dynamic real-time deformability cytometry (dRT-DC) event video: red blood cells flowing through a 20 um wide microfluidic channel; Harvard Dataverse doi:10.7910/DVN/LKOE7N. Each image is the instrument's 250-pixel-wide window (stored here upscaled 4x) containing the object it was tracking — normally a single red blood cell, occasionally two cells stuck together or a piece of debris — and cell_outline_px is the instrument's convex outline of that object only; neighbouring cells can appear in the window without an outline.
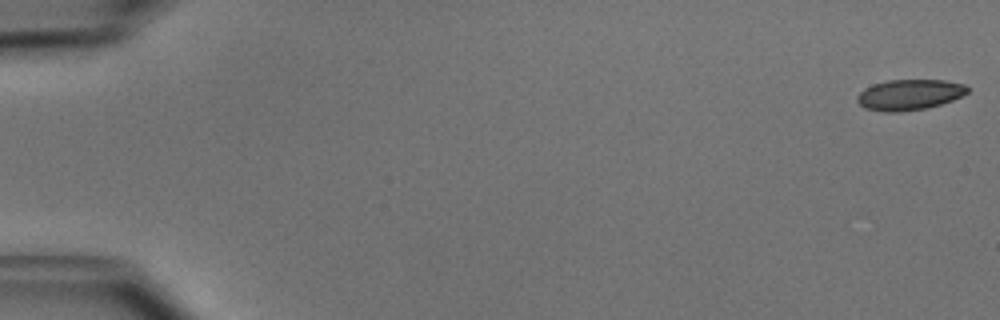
{"species": "common noctule bat (a hibernating species)", "species_latin": "Nyctalus noctula", "temperature_condition": "cold", "stored_images_in_passage": 51, "camera_frame_rate_fps": 3000, "um_per_image_px": 0.085, "animal": {"sex": "male", "body_mass_g": 15.6}, "frame": {"image": 1, "passage_image": 1, "time_ms": 0.0, "image_size_px": [1000, 320], "cell_outline_px": [[968, 92], [952, 100], [928, 108], [900, 112], [884, 112], [864, 108], [856, 100], [856, 96], [864, 88], [872, 84], [888, 80], [944, 80], [964, 84], [968, 88]], "centroid_in_image_um": [77.26, 8.05], "position_along_channel_um": 7.7, "area_um2": 19.77}}
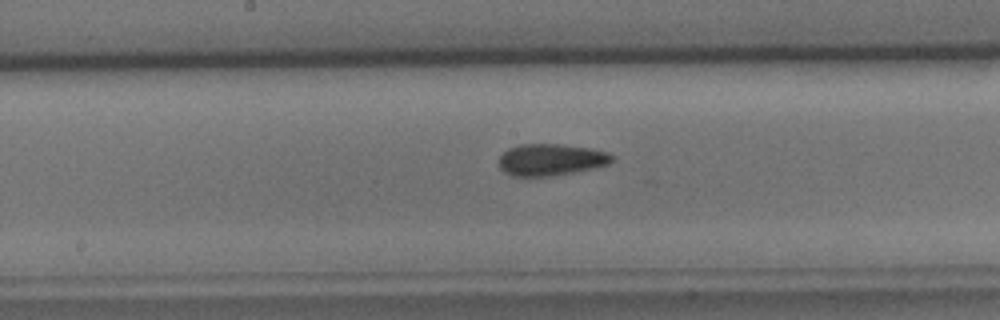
{"frame": {"image": 2, "passage_image": 27, "time_ms": 8.667, "image_size_px": [1000, 320], "cell_outline_px": [[616, 156], [608, 164], [592, 168], [572, 172], [548, 176], [512, 176], [504, 172], [500, 168], [500, 156], [508, 148], [520, 144], [556, 144], [592, 148], [608, 152]], "centroid_in_image_um": [46.83, 13.56], "position_along_channel_um": 201.4, "area_um2": 20.81}}
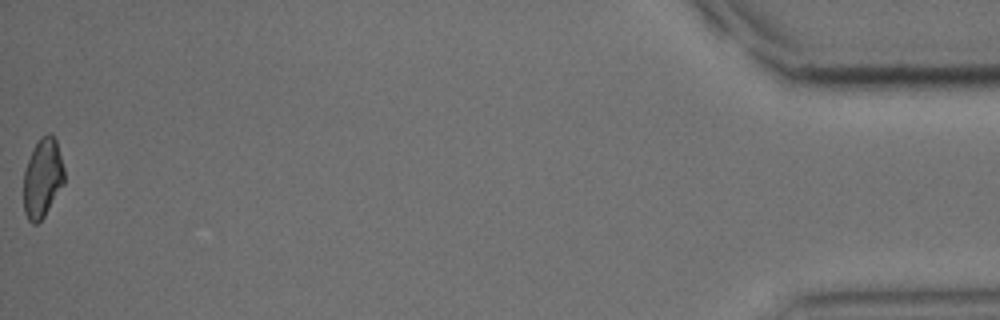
{"frame": {"image": 3, "passage_image": 51, "time_ms": 16.667, "image_size_px": [1000, 320], "cell_outline_px": [[64, 184], [44, 216], [36, 224], [32, 224], [28, 220], [24, 212], [24, 172], [28, 160], [40, 136], [48, 132], [56, 140], [64, 168]], "centroid_in_image_um": [3.62, 15.14], "position_along_channel_um": 431.6, "area_um2": 18.61}, "authors_computed_cell_mechanics": {"area_um2": 20.23, "velocity_mm_per_s": 4.0003, "shape_relaxation_time_tau1_ms": 6.5636, "shape_relaxation_time_tau2_ms": 2.7999, "deformation_change_tau1": 0.1143, "deformation_change_tau2": 0.0958}}